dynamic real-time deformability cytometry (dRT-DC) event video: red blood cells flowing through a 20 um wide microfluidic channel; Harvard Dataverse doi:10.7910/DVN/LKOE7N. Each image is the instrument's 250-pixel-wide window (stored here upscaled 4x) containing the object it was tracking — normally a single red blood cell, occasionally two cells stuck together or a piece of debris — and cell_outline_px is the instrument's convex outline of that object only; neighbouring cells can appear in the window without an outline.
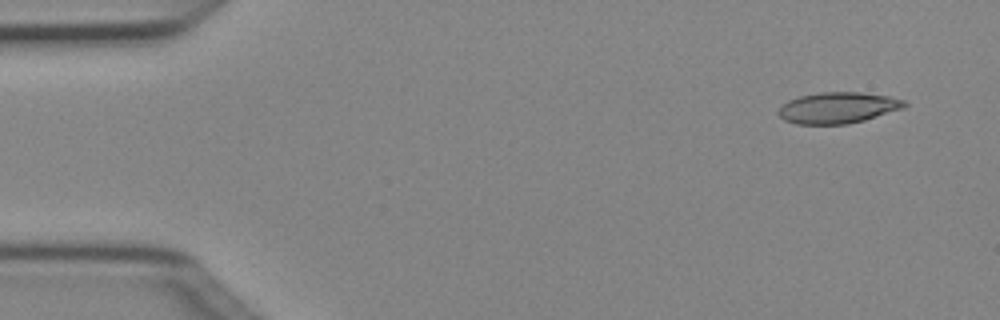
{"species": "Egyptian fruit bat (a non-hibernating species)", "species_latin": "Rousettus aegyptiacus", "temperature_condition": "cold", "stored_images_in_passage": 4, "camera_frame_rate_fps": 3000, "um_per_image_px": 0.085, "animal": {"sex": "female"}, "frame": {"image": 1, "passage_image": 1, "time_ms": 0.0, "image_size_px": [1000, 320], "cell_outline_px": [[908, 104], [904, 108], [864, 120], [848, 124], [796, 124], [784, 120], [776, 112], [788, 100], [800, 96], [820, 92], [860, 92], [888, 96], [904, 100]], "centroid_in_image_um": [71.22, 9.16], "position_along_channel_um": 13.8, "area_um2": 22.83}}
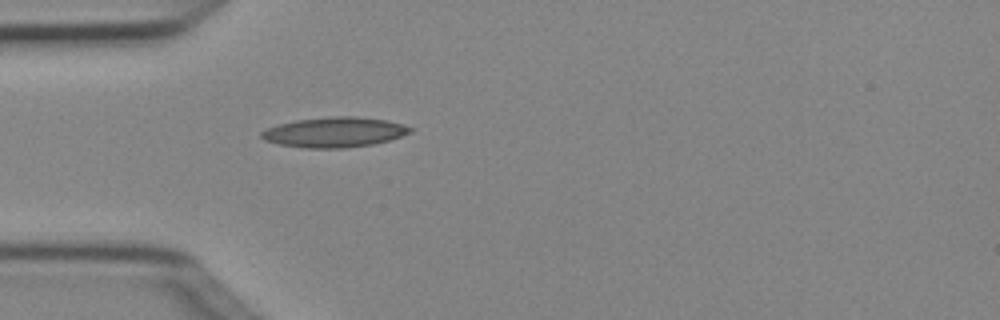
{"frame": {"image": 2, "passage_image": 4, "time_ms": 1.0, "image_size_px": [1000, 320], "cell_outline_px": [[412, 132], [388, 140], [372, 144], [344, 148], [304, 148], [280, 144], [264, 140], [260, 136], [260, 132], [268, 128], [280, 124], [296, 120], [332, 116], [356, 116], [388, 120], [404, 124], [412, 128]], "centroid_in_image_um": [28.44, 11.23], "position_along_channel_um": 56.6, "area_um2": 26.01}}